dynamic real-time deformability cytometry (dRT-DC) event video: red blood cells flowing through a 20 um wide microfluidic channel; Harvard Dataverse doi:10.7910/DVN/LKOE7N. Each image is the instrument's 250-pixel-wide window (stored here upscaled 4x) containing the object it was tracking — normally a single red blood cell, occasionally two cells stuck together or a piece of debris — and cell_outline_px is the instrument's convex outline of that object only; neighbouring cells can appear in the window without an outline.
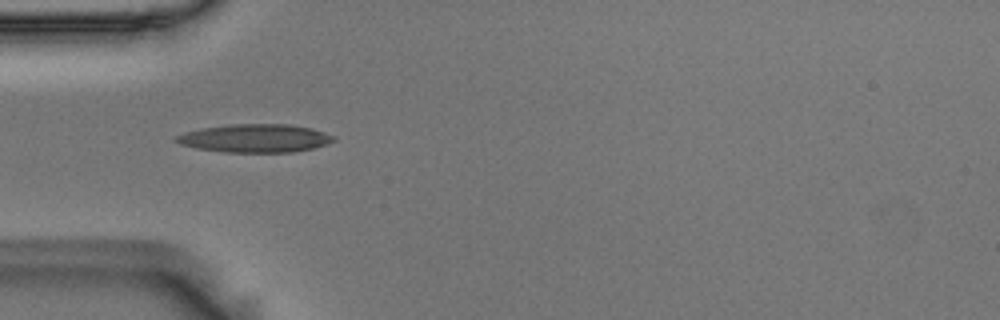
{"species": "Egyptian fruit bat (a non-hibernating species)", "species_latin": "Rousettus aegyptiacus", "temperature_condition": "room temperature", "stored_images_in_passage": 7, "camera_frame_rate_fps": 3000, "um_per_image_px": 0.085, "animal": {"sex": "male"}, "frame": {"image": 1, "passage_image": 3, "time_ms": 0.667, "image_size_px": [1000, 320], "cell_outline_px": [[336, 140], [328, 144], [312, 148], [292, 152], [228, 152], [196, 148], [180, 144], [172, 140], [176, 136], [184, 132], [204, 128], [228, 124], [288, 124], [312, 128], [336, 136]], "centroid_in_image_um": [21.7, 11.75], "position_along_channel_um": 63.3, "area_um2": 25.95}}